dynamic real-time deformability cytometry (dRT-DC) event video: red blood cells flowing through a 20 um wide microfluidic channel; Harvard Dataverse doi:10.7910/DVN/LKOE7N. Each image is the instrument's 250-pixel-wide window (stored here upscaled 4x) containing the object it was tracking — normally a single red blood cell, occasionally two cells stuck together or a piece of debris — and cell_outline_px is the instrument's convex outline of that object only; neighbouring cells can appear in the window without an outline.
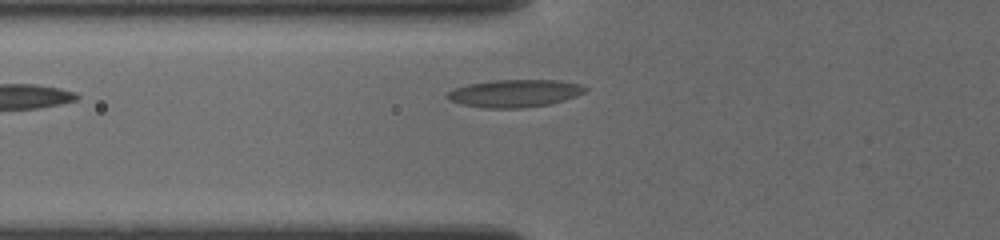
{"species": "common noctule bat (a hibernating species)", "species_latin": "Nyctalus noctula", "temperature_condition": "cold", "stored_images_in_passage": 3, "camera_frame_rate_fps": 3000, "um_per_image_px": 0.085, "animal": {"sex": "female", "body_mass_g": 19.5, "forearm_length_mm": 54.1}, "frame": {"image": 1, "passage_image": 3, "time_ms": 1.667, "image_size_px": [1000, 240], "cell_outline_px": [[588, 88], [584, 92], [576, 96], [564, 100], [548, 104], [520, 108], [484, 108], [464, 104], [448, 100], [448, 92], [456, 88], [468, 84], [492, 80], [560, 80], [580, 84]], "centroid_in_image_um": [43.78, 7.92], "position_along_channel_um": 82.0, "area_um2": 21.96}}